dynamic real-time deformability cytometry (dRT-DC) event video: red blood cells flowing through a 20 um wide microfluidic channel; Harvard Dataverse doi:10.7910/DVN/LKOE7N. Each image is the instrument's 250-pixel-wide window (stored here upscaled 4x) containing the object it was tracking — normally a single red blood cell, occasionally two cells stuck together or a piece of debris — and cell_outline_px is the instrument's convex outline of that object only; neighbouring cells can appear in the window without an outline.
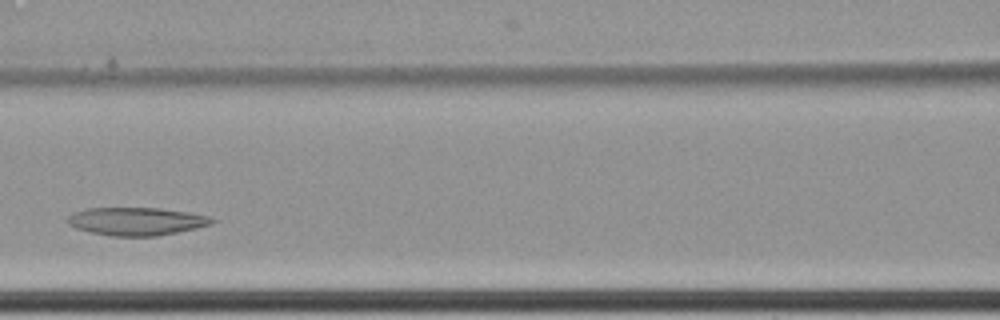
{"species": "common noctule bat (a hibernating species)", "species_latin": "Nyctalus noctula", "temperature_condition": "cold", "stored_images_in_passage": 5, "camera_frame_rate_fps": 3000, "um_per_image_px": 0.085, "animal": {"sex": "female", "body_mass_g": 22.7, "forearm_length_mm": 54.2}, "frame": {"image": 1, "passage_image": 4, "time_ms": 1.0, "image_size_px": [1000, 320], "cell_outline_px": [[216, 220], [212, 224], [196, 228], [156, 236], [112, 236], [92, 232], [76, 228], [68, 224], [68, 216], [72, 212], [84, 208], [160, 208], [188, 212], [212, 216]], "centroid_in_image_um": [11.61, 18.8], "position_along_channel_um": 155.0, "area_um2": 23.58}}
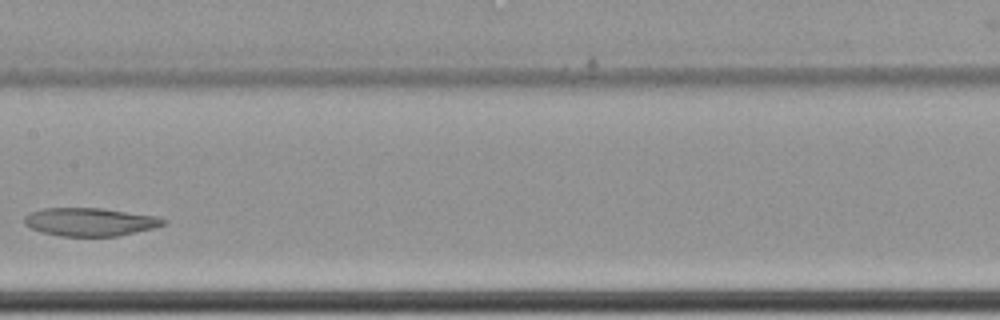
{"frame": {"image": 2, "passage_image": 5, "time_ms": 1.333, "image_size_px": [1000, 320], "cell_outline_px": [[168, 224], [156, 228], [120, 236], [60, 236], [40, 232], [24, 224], [24, 216], [40, 208], [100, 208], [156, 216], [168, 220]], "centroid_in_image_um": [7.69, 18.87], "position_along_channel_um": 199.7, "area_um2": 23.06}}